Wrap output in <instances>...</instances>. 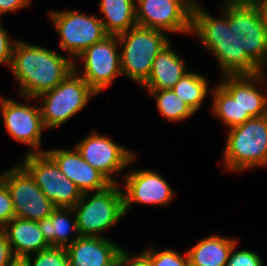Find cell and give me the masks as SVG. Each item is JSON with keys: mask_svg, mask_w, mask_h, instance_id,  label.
Wrapping results in <instances>:
<instances>
[{"mask_svg": "<svg viewBox=\"0 0 267 266\" xmlns=\"http://www.w3.org/2000/svg\"><path fill=\"white\" fill-rule=\"evenodd\" d=\"M0 178L7 185L15 217L39 221L49 217L56 209L20 163L0 173Z\"/></svg>", "mask_w": 267, "mask_h": 266, "instance_id": "11", "label": "cell"}, {"mask_svg": "<svg viewBox=\"0 0 267 266\" xmlns=\"http://www.w3.org/2000/svg\"><path fill=\"white\" fill-rule=\"evenodd\" d=\"M208 87L209 84L206 77L189 70L174 85L172 90L196 113L202 106L207 95H210L208 93H211L212 88Z\"/></svg>", "mask_w": 267, "mask_h": 266, "instance_id": "24", "label": "cell"}, {"mask_svg": "<svg viewBox=\"0 0 267 266\" xmlns=\"http://www.w3.org/2000/svg\"><path fill=\"white\" fill-rule=\"evenodd\" d=\"M97 95L75 70L71 71L54 89L36 98H42L40 110L45 129L65 124L82 111L89 99Z\"/></svg>", "mask_w": 267, "mask_h": 266, "instance_id": "6", "label": "cell"}, {"mask_svg": "<svg viewBox=\"0 0 267 266\" xmlns=\"http://www.w3.org/2000/svg\"><path fill=\"white\" fill-rule=\"evenodd\" d=\"M117 37L121 48L122 76L141 87L151 74L156 56L171 42L170 38L164 31L138 25Z\"/></svg>", "mask_w": 267, "mask_h": 266, "instance_id": "4", "label": "cell"}, {"mask_svg": "<svg viewBox=\"0 0 267 266\" xmlns=\"http://www.w3.org/2000/svg\"><path fill=\"white\" fill-rule=\"evenodd\" d=\"M8 266H28L24 258H15Z\"/></svg>", "mask_w": 267, "mask_h": 266, "instance_id": "35", "label": "cell"}, {"mask_svg": "<svg viewBox=\"0 0 267 266\" xmlns=\"http://www.w3.org/2000/svg\"><path fill=\"white\" fill-rule=\"evenodd\" d=\"M24 259L28 266H71L64 247H49Z\"/></svg>", "mask_w": 267, "mask_h": 266, "instance_id": "27", "label": "cell"}, {"mask_svg": "<svg viewBox=\"0 0 267 266\" xmlns=\"http://www.w3.org/2000/svg\"><path fill=\"white\" fill-rule=\"evenodd\" d=\"M15 217L13 202L6 183L0 178V230Z\"/></svg>", "mask_w": 267, "mask_h": 266, "instance_id": "29", "label": "cell"}, {"mask_svg": "<svg viewBox=\"0 0 267 266\" xmlns=\"http://www.w3.org/2000/svg\"><path fill=\"white\" fill-rule=\"evenodd\" d=\"M119 40L115 35H108L102 41L85 49L74 61V70L100 94L122 76ZM82 60V70L77 61Z\"/></svg>", "mask_w": 267, "mask_h": 266, "instance_id": "8", "label": "cell"}, {"mask_svg": "<svg viewBox=\"0 0 267 266\" xmlns=\"http://www.w3.org/2000/svg\"><path fill=\"white\" fill-rule=\"evenodd\" d=\"M32 0H0V18L7 12H14L30 6Z\"/></svg>", "mask_w": 267, "mask_h": 266, "instance_id": "33", "label": "cell"}, {"mask_svg": "<svg viewBox=\"0 0 267 266\" xmlns=\"http://www.w3.org/2000/svg\"><path fill=\"white\" fill-rule=\"evenodd\" d=\"M266 74L263 71L255 75H223L219 84L239 102L242 116L267 115Z\"/></svg>", "mask_w": 267, "mask_h": 266, "instance_id": "15", "label": "cell"}, {"mask_svg": "<svg viewBox=\"0 0 267 266\" xmlns=\"http://www.w3.org/2000/svg\"><path fill=\"white\" fill-rule=\"evenodd\" d=\"M222 17L199 6L192 9L191 35L215 57L223 75H255L267 68V31L256 3L221 4Z\"/></svg>", "mask_w": 267, "mask_h": 266, "instance_id": "1", "label": "cell"}, {"mask_svg": "<svg viewBox=\"0 0 267 266\" xmlns=\"http://www.w3.org/2000/svg\"><path fill=\"white\" fill-rule=\"evenodd\" d=\"M236 242L230 251L226 266H263V259L257 252L252 250H237Z\"/></svg>", "mask_w": 267, "mask_h": 266, "instance_id": "28", "label": "cell"}, {"mask_svg": "<svg viewBox=\"0 0 267 266\" xmlns=\"http://www.w3.org/2000/svg\"><path fill=\"white\" fill-rule=\"evenodd\" d=\"M50 18L61 39L59 47L75 59L93 44L108 36L100 17L84 14L78 10H55Z\"/></svg>", "mask_w": 267, "mask_h": 266, "instance_id": "7", "label": "cell"}, {"mask_svg": "<svg viewBox=\"0 0 267 266\" xmlns=\"http://www.w3.org/2000/svg\"><path fill=\"white\" fill-rule=\"evenodd\" d=\"M142 253L147 257L151 266H189L187 252L182 255L174 249L159 250L150 245Z\"/></svg>", "mask_w": 267, "mask_h": 266, "instance_id": "26", "label": "cell"}, {"mask_svg": "<svg viewBox=\"0 0 267 266\" xmlns=\"http://www.w3.org/2000/svg\"><path fill=\"white\" fill-rule=\"evenodd\" d=\"M37 223L51 247L66 248L81 236L73 208H56L49 217Z\"/></svg>", "mask_w": 267, "mask_h": 266, "instance_id": "20", "label": "cell"}, {"mask_svg": "<svg viewBox=\"0 0 267 266\" xmlns=\"http://www.w3.org/2000/svg\"><path fill=\"white\" fill-rule=\"evenodd\" d=\"M1 117L8 135L33 149L25 154L46 151L40 149L42 133L46 130L42 122L40 106L27 105L3 96Z\"/></svg>", "mask_w": 267, "mask_h": 266, "instance_id": "14", "label": "cell"}, {"mask_svg": "<svg viewBox=\"0 0 267 266\" xmlns=\"http://www.w3.org/2000/svg\"><path fill=\"white\" fill-rule=\"evenodd\" d=\"M198 0H135L138 26L169 33L191 34L192 9Z\"/></svg>", "mask_w": 267, "mask_h": 266, "instance_id": "10", "label": "cell"}, {"mask_svg": "<svg viewBox=\"0 0 267 266\" xmlns=\"http://www.w3.org/2000/svg\"><path fill=\"white\" fill-rule=\"evenodd\" d=\"M171 42L156 56L151 74L142 85L147 90H169L188 72L185 62L172 50Z\"/></svg>", "mask_w": 267, "mask_h": 266, "instance_id": "19", "label": "cell"}, {"mask_svg": "<svg viewBox=\"0 0 267 266\" xmlns=\"http://www.w3.org/2000/svg\"><path fill=\"white\" fill-rule=\"evenodd\" d=\"M257 4L261 12V16L267 31V0L265 1H251Z\"/></svg>", "mask_w": 267, "mask_h": 266, "instance_id": "34", "label": "cell"}, {"mask_svg": "<svg viewBox=\"0 0 267 266\" xmlns=\"http://www.w3.org/2000/svg\"><path fill=\"white\" fill-rule=\"evenodd\" d=\"M119 183L106 189L82 193L81 199L73 207L78 231L81 236L103 237L100 233L117 224L125 215L123 192Z\"/></svg>", "mask_w": 267, "mask_h": 266, "instance_id": "5", "label": "cell"}, {"mask_svg": "<svg viewBox=\"0 0 267 266\" xmlns=\"http://www.w3.org/2000/svg\"><path fill=\"white\" fill-rule=\"evenodd\" d=\"M156 99V107L167 121L177 122L192 117L195 112L172 90H147Z\"/></svg>", "mask_w": 267, "mask_h": 266, "instance_id": "25", "label": "cell"}, {"mask_svg": "<svg viewBox=\"0 0 267 266\" xmlns=\"http://www.w3.org/2000/svg\"><path fill=\"white\" fill-rule=\"evenodd\" d=\"M236 238L213 234L187 249L189 266H226Z\"/></svg>", "mask_w": 267, "mask_h": 266, "instance_id": "21", "label": "cell"}, {"mask_svg": "<svg viewBox=\"0 0 267 266\" xmlns=\"http://www.w3.org/2000/svg\"><path fill=\"white\" fill-rule=\"evenodd\" d=\"M104 266H119V255L110 264Z\"/></svg>", "mask_w": 267, "mask_h": 266, "instance_id": "36", "label": "cell"}, {"mask_svg": "<svg viewBox=\"0 0 267 266\" xmlns=\"http://www.w3.org/2000/svg\"><path fill=\"white\" fill-rule=\"evenodd\" d=\"M119 266H151L147 257L140 253L139 255H132L130 251L123 249L119 254Z\"/></svg>", "mask_w": 267, "mask_h": 266, "instance_id": "31", "label": "cell"}, {"mask_svg": "<svg viewBox=\"0 0 267 266\" xmlns=\"http://www.w3.org/2000/svg\"><path fill=\"white\" fill-rule=\"evenodd\" d=\"M9 68L19 84V96L29 102L54 89L74 70V62L49 48L17 40Z\"/></svg>", "mask_w": 267, "mask_h": 266, "instance_id": "2", "label": "cell"}, {"mask_svg": "<svg viewBox=\"0 0 267 266\" xmlns=\"http://www.w3.org/2000/svg\"><path fill=\"white\" fill-rule=\"evenodd\" d=\"M98 5L108 35L118 36L137 26L135 0H101Z\"/></svg>", "mask_w": 267, "mask_h": 266, "instance_id": "22", "label": "cell"}, {"mask_svg": "<svg viewBox=\"0 0 267 266\" xmlns=\"http://www.w3.org/2000/svg\"><path fill=\"white\" fill-rule=\"evenodd\" d=\"M227 131L223 151L226 171L241 173L267 167V115L252 117Z\"/></svg>", "mask_w": 267, "mask_h": 266, "instance_id": "3", "label": "cell"}, {"mask_svg": "<svg viewBox=\"0 0 267 266\" xmlns=\"http://www.w3.org/2000/svg\"><path fill=\"white\" fill-rule=\"evenodd\" d=\"M16 258H25L51 247L37 221L14 217L2 229Z\"/></svg>", "mask_w": 267, "mask_h": 266, "instance_id": "18", "label": "cell"}, {"mask_svg": "<svg viewBox=\"0 0 267 266\" xmlns=\"http://www.w3.org/2000/svg\"><path fill=\"white\" fill-rule=\"evenodd\" d=\"M2 103H3V96L0 97V116H1Z\"/></svg>", "mask_w": 267, "mask_h": 266, "instance_id": "37", "label": "cell"}, {"mask_svg": "<svg viewBox=\"0 0 267 266\" xmlns=\"http://www.w3.org/2000/svg\"><path fill=\"white\" fill-rule=\"evenodd\" d=\"M71 266H104L123 250L117 242L103 237L80 236L66 248Z\"/></svg>", "mask_w": 267, "mask_h": 266, "instance_id": "17", "label": "cell"}, {"mask_svg": "<svg viewBox=\"0 0 267 266\" xmlns=\"http://www.w3.org/2000/svg\"><path fill=\"white\" fill-rule=\"evenodd\" d=\"M158 171L131 169L122 174L124 212L127 214L132 204L167 207L174 199V189Z\"/></svg>", "mask_w": 267, "mask_h": 266, "instance_id": "13", "label": "cell"}, {"mask_svg": "<svg viewBox=\"0 0 267 266\" xmlns=\"http://www.w3.org/2000/svg\"><path fill=\"white\" fill-rule=\"evenodd\" d=\"M56 163L61 172L81 191L98 192L112 183L97 169L87 163L76 149L55 148L45 151Z\"/></svg>", "mask_w": 267, "mask_h": 266, "instance_id": "16", "label": "cell"}, {"mask_svg": "<svg viewBox=\"0 0 267 266\" xmlns=\"http://www.w3.org/2000/svg\"><path fill=\"white\" fill-rule=\"evenodd\" d=\"M212 105L211 112L213 116L222 121L226 127L231 128L243 124L251 116H242V108L220 84L211 89Z\"/></svg>", "mask_w": 267, "mask_h": 266, "instance_id": "23", "label": "cell"}, {"mask_svg": "<svg viewBox=\"0 0 267 266\" xmlns=\"http://www.w3.org/2000/svg\"><path fill=\"white\" fill-rule=\"evenodd\" d=\"M15 258L6 234L0 230V266H8Z\"/></svg>", "mask_w": 267, "mask_h": 266, "instance_id": "32", "label": "cell"}, {"mask_svg": "<svg viewBox=\"0 0 267 266\" xmlns=\"http://www.w3.org/2000/svg\"><path fill=\"white\" fill-rule=\"evenodd\" d=\"M75 147L82 158L112 184L119 183L114 175H120L119 173L125 171V168L137 158L133 151L95 130L81 139Z\"/></svg>", "mask_w": 267, "mask_h": 266, "instance_id": "12", "label": "cell"}, {"mask_svg": "<svg viewBox=\"0 0 267 266\" xmlns=\"http://www.w3.org/2000/svg\"><path fill=\"white\" fill-rule=\"evenodd\" d=\"M1 21L2 18H0V65L9 66L17 40L9 37Z\"/></svg>", "mask_w": 267, "mask_h": 266, "instance_id": "30", "label": "cell"}, {"mask_svg": "<svg viewBox=\"0 0 267 266\" xmlns=\"http://www.w3.org/2000/svg\"><path fill=\"white\" fill-rule=\"evenodd\" d=\"M32 176L44 195L56 208H73L82 193L46 153L25 154L19 162Z\"/></svg>", "mask_w": 267, "mask_h": 266, "instance_id": "9", "label": "cell"}, {"mask_svg": "<svg viewBox=\"0 0 267 266\" xmlns=\"http://www.w3.org/2000/svg\"><path fill=\"white\" fill-rule=\"evenodd\" d=\"M249 1H265V0H249Z\"/></svg>", "mask_w": 267, "mask_h": 266, "instance_id": "38", "label": "cell"}]
</instances>
